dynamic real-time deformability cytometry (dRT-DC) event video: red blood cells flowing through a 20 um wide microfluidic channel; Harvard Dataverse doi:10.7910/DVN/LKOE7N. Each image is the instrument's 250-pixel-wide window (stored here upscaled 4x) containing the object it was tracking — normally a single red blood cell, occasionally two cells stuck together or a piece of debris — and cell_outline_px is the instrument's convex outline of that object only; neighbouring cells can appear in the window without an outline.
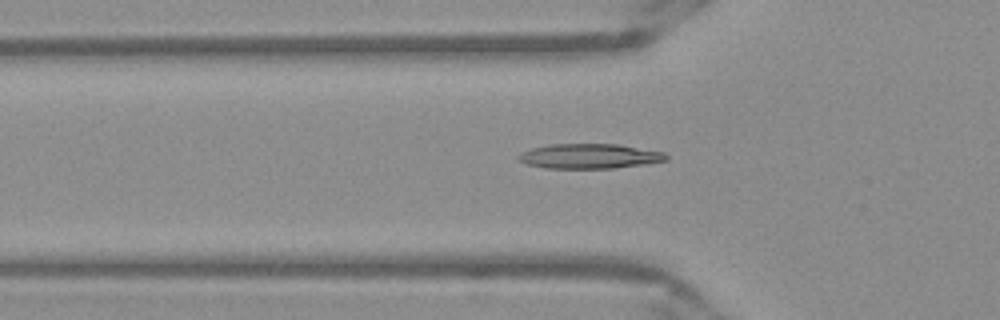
{"species": "Egyptian fruit bat (a non-hibernating species)", "species_latin": "Rousettus aegyptiacus", "temperature_condition": "warm", "stored_images_in_passage": 45, "camera_frame_rate_fps": 3000, "um_per_image_px": 0.085, "frame": {"image": 1, "passage_image": 17, "time_ms": 5.333, "image_size_px": [1000, 320], "cell_outline_px": [[668, 160], [644, 164], [616, 168], [544, 168], [528, 164], [516, 160], [516, 156], [520, 152], [532, 148], [552, 144], [620, 144], [664, 152], [668, 156]], "centroid_in_image_um": [50.09, 13.27], "position_along_channel_um": 75.7, "area_um2": 21.5}}
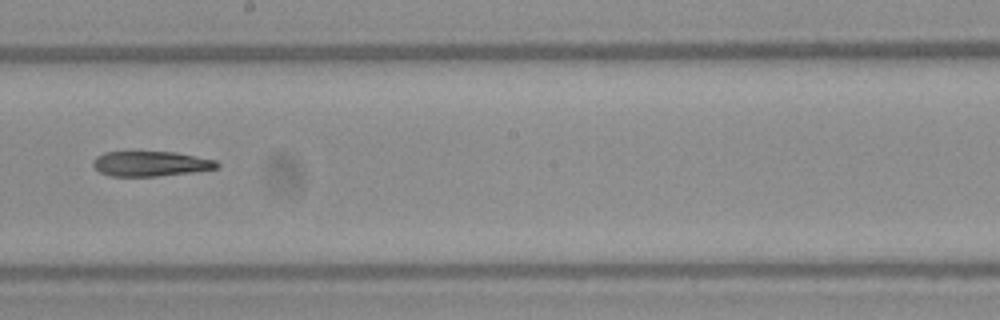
{"frame": {"image": 2, "passage_image": 29, "time_ms": 9.333, "image_size_px": [1000, 320], "cell_outline_px": [[220, 164], [216, 168], [196, 172], [156, 176], [112, 176], [100, 172], [92, 164], [92, 160], [96, 156], [104, 152], [176, 152], [216, 160]], "centroid_in_image_um": [12.81, 13.91], "position_along_channel_um": 235.4, "area_um2": 18.09}}
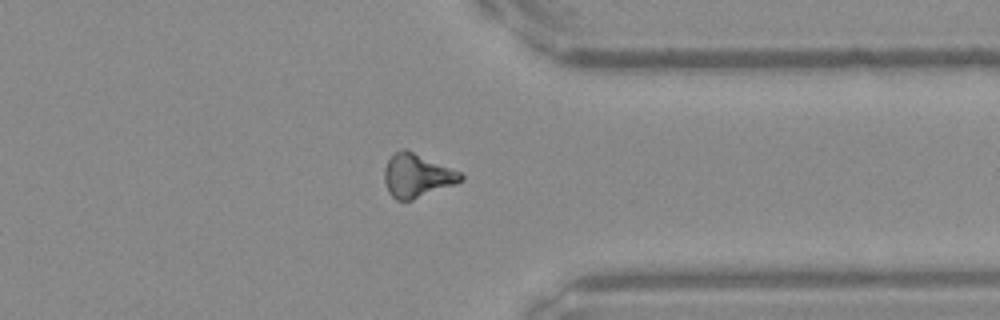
{"frame": {"image": 3, "passage_image": 40, "time_ms": 13.0, "image_size_px": [1000, 320], "cell_outline_px": [[464, 180], [456, 184], [412, 200], [396, 200], [388, 192], [384, 180], [384, 168], [388, 160], [400, 148], [404, 148], [460, 172], [464, 176]], "centroid_in_image_um": [35.44, 14.94], "position_along_channel_um": 376.0, "area_um2": 19.25}}